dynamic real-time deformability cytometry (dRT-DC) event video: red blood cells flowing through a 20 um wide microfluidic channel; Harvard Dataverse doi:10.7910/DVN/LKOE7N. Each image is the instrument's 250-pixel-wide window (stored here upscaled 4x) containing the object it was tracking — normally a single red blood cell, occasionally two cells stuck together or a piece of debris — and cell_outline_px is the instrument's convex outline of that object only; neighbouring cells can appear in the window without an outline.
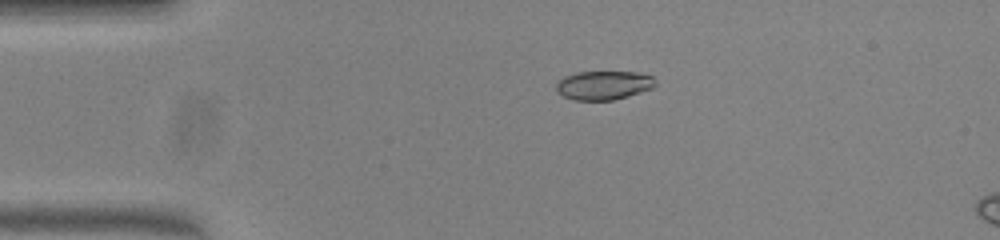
{"species": "common noctule bat (a hibernating species)", "species_latin": "Nyctalus noctula", "temperature_condition": "warm", "stored_images_in_passage": 15, "camera_frame_rate_fps": 3000, "um_per_image_px": 0.085, "animal": {"sex": "female", "body_mass_g": 23.0, "forearm_length_mm": 53.4}, "frame": {"image": 1, "passage_image": 11, "time_ms": 3.333, "image_size_px": [1000, 240], "cell_outline_px": [[656, 84], [652, 88], [628, 96], [612, 100], [576, 100], [564, 96], [556, 92], [556, 80], [564, 76], [576, 72], [636, 72], [652, 76], [656, 80]], "centroid_in_image_um": [51.28, 7.24], "position_along_channel_um": 33.7, "area_um2": 16.76}}